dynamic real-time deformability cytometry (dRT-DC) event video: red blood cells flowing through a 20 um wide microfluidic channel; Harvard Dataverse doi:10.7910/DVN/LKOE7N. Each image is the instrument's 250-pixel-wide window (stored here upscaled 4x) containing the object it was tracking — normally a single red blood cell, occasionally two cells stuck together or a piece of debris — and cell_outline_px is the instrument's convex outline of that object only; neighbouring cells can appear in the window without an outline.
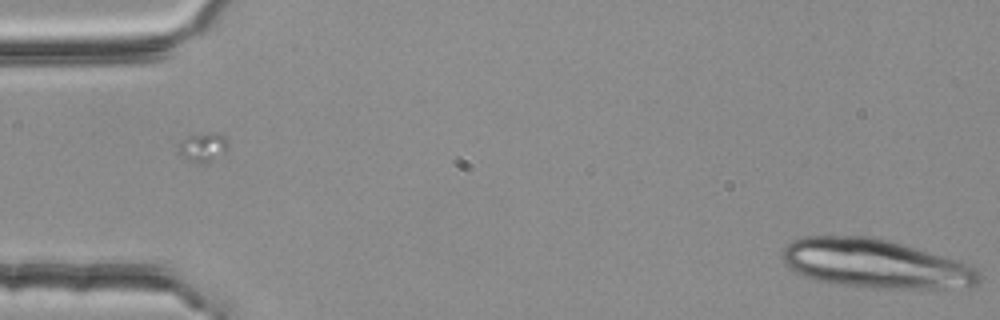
{"species": "common noctule bat (a hibernating species)", "species_latin": "Nyctalus noctula", "temperature_condition": "room temperature", "stored_images_in_passage": 9, "camera_frame_rate_fps": 3000, "um_per_image_px": 0.085, "animal": {"sex": "female", "body_mass_g": 25.1}, "frame": {"image": 1, "passage_image": 9, "time_ms": 2.667, "image_size_px": [1000, 320], "cell_outline_px": [[976, 284], [936, 288], [876, 288], [836, 284], [816, 280], [796, 272], [784, 260], [780, 252], [792, 240], [804, 236], [868, 236], [888, 240], [960, 260], [976, 268]], "centroid_in_image_um": [74.33, 22.39], "position_along_channel_um": 10.7, "area_um2": 55.2}}